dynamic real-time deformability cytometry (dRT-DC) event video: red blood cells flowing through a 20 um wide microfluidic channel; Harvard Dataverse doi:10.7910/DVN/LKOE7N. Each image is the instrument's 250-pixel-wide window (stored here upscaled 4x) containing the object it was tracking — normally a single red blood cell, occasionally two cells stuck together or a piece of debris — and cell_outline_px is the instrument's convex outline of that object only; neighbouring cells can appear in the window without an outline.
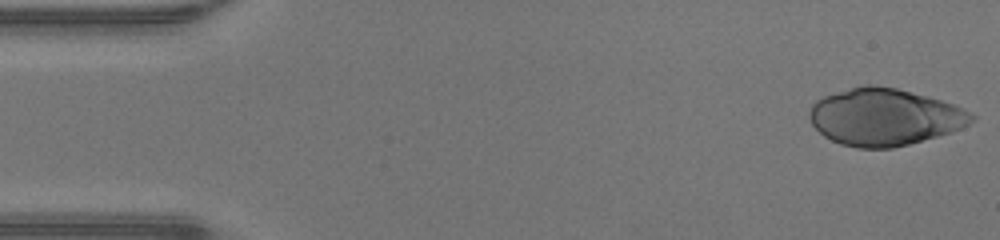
{"species": "human", "species_latin": "Homo sapiens", "temperature_condition": "warm", "stored_images_in_passage": 46, "camera_frame_rate_fps": 3000, "um_per_image_px": 0.085, "donor": {"sex": "male"}, "frame": {"image": 1, "passage_image": 1, "time_ms": 0.0, "image_size_px": [1000, 240], "cell_outline_px": [[976, 120], [952, 132], [908, 144], [892, 148], [856, 148], [840, 144], [824, 136], [812, 124], [808, 116], [808, 112], [812, 104], [816, 100], [824, 96], [864, 84], [872, 84], [896, 88], [928, 96], [952, 104], [976, 116]], "centroid_in_image_um": [75.16, 9.95], "position_along_channel_um": 9.8, "area_um2": 53.7}}
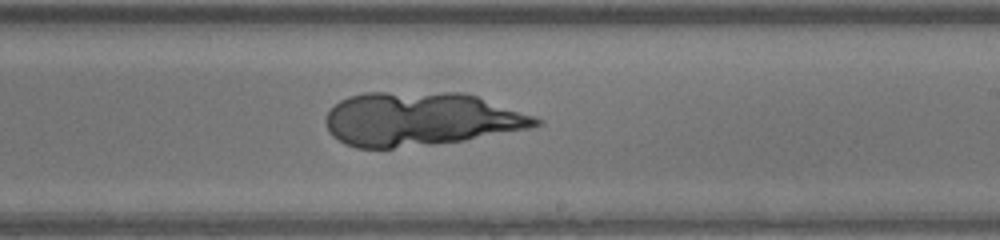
{"frame": {"image": 2, "passage_image": 27, "time_ms": 8.667, "image_size_px": [1000, 240], "cell_outline_px": [[544, 124], [532, 128], [464, 140], [432, 144], [392, 148], [356, 148], [344, 144], [332, 136], [328, 132], [324, 120], [328, 112], [340, 100], [348, 96], [364, 92], [460, 92], [476, 96], [544, 120]], "centroid_in_image_um": [35.7, 10.12], "position_along_channel_um": 253.3, "area_um2": 65.78}}
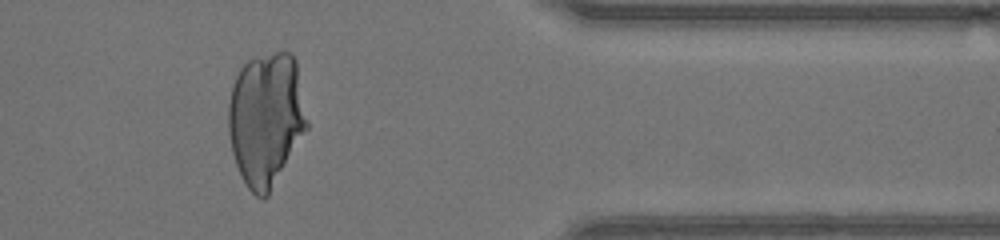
{"frame": {"image": 3, "passage_image": 38, "time_ms": 12.333, "image_size_px": [1000, 240], "cell_outline_px": [[308, 128], [268, 196], [264, 200], [256, 196], [248, 188], [236, 164], [232, 152], [228, 132], [228, 104], [232, 84], [240, 68], [248, 60], [256, 56], [276, 52], [292, 52], [296, 60], [308, 120]], "centroid_in_image_um": [22.61, 10.1], "position_along_channel_um": 388.8, "area_um2": 61.61}}